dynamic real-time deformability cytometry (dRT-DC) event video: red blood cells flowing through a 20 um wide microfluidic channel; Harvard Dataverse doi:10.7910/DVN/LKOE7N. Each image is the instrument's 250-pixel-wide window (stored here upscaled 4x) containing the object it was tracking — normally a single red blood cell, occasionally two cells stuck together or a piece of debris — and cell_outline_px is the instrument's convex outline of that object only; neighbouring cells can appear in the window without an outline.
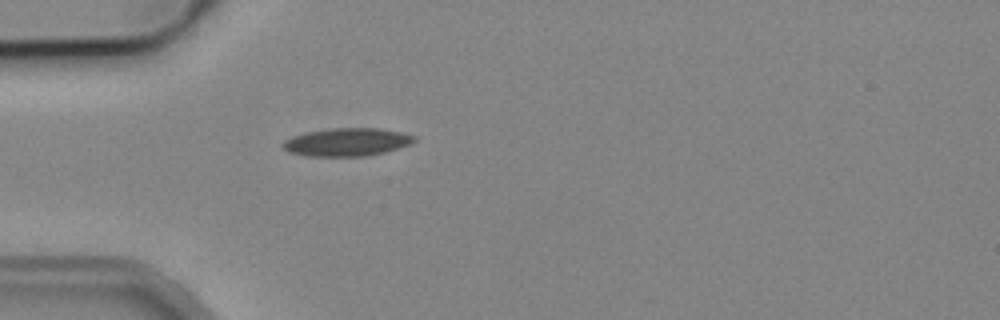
{"species": "common noctule bat (a hibernating species)", "species_latin": "Nyctalus noctula", "temperature_condition": "cold", "stored_images_in_passage": 3, "camera_frame_rate_fps": 3000, "um_per_image_px": 0.085, "animal": {"sex": "male", "body_mass_g": 19.2, "forearm_length_mm": 51.8}, "frame": {"image": 1, "passage_image": 3, "time_ms": 4.0, "image_size_px": [1000, 320], "cell_outline_px": [[416, 140], [400, 148], [384, 152], [364, 156], [312, 156], [288, 152], [280, 144], [284, 140], [292, 136], [308, 132], [328, 128], [380, 128], [400, 132], [416, 136]], "centroid_in_image_um": [29.48, 12.07], "position_along_channel_um": 55.5, "area_um2": 21.39}}